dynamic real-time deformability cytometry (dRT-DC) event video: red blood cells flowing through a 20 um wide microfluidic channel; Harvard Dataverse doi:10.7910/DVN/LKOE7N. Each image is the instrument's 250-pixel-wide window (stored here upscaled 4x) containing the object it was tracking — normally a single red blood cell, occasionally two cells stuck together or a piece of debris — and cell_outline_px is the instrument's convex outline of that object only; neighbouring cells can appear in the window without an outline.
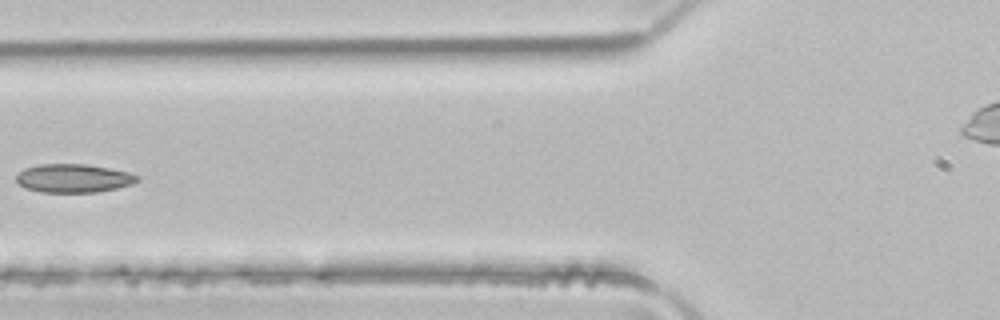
{"species": "common noctule bat (a hibernating species)", "species_latin": "Nyctalus noctula", "temperature_condition": "room temperature", "stored_images_in_passage": 6, "camera_frame_rate_fps": 3000, "um_per_image_px": 0.085, "animal": {"sex": "male", "body_mass_g": 21.5, "forearm_length_mm": 52.0}, "frame": {"image": 1, "passage_image": 6, "time_ms": 1.667, "image_size_px": [1000, 320], "cell_outline_px": [[140, 180], [132, 184], [116, 188], [96, 192], [40, 192], [24, 188], [16, 180], [16, 176], [24, 168], [40, 164], [84, 164], [108, 168], [128, 172], [140, 176]], "centroid_in_image_um": [6.25, 15.15], "position_along_channel_um": 119.6, "area_um2": 20.06}}